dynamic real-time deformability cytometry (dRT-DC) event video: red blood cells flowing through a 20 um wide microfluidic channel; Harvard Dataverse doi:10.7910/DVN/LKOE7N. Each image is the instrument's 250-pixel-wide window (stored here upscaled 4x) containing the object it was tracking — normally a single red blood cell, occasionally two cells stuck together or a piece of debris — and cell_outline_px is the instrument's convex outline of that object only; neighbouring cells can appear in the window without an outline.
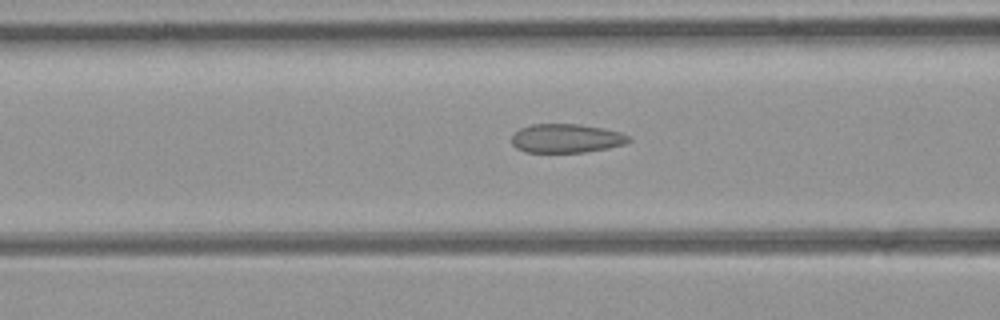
{"species": "common noctule bat (a hibernating species)", "species_latin": "Nyctalus noctula", "temperature_condition": "room temperature", "stored_images_in_passage": 31, "camera_frame_rate_fps": 3000, "um_per_image_px": 0.085, "animal": {"sex": "female", "body_mass_g": 21.9}, "frame": {"image": 1, "passage_image": 9, "time_ms": 2.667, "image_size_px": [1000, 320], "cell_outline_px": [[632, 140], [624, 144], [608, 148], [584, 152], [524, 152], [516, 148], [512, 144], [512, 136], [520, 128], [532, 124], [580, 124], [604, 128], [620, 132], [628, 136]], "centroid_in_image_um": [48.13, 11.76], "position_along_channel_um": 118.5, "area_um2": 19.71}}
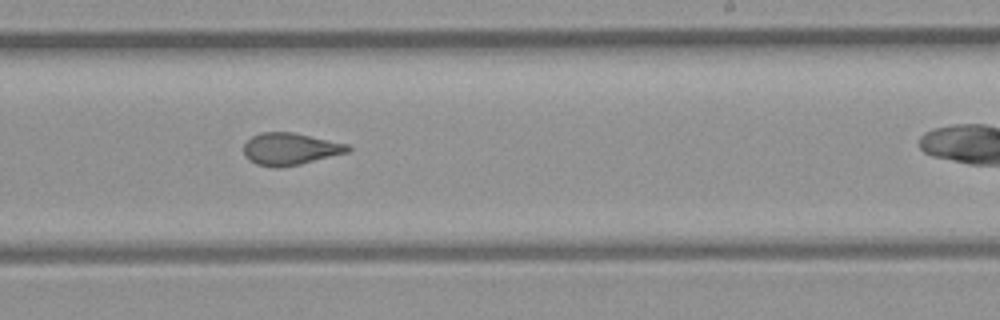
{"frame": {"image": 2, "passage_image": 20, "time_ms": 6.333, "image_size_px": [1000, 320], "cell_outline_px": [[352, 148], [348, 152], [300, 164], [280, 168], [272, 168], [256, 164], [248, 160], [244, 156], [244, 144], [252, 136], [260, 132], [292, 132], [348, 144]], "centroid_in_image_um": [24.63, 12.67], "position_along_channel_um": 264.4, "area_um2": 19.54}}
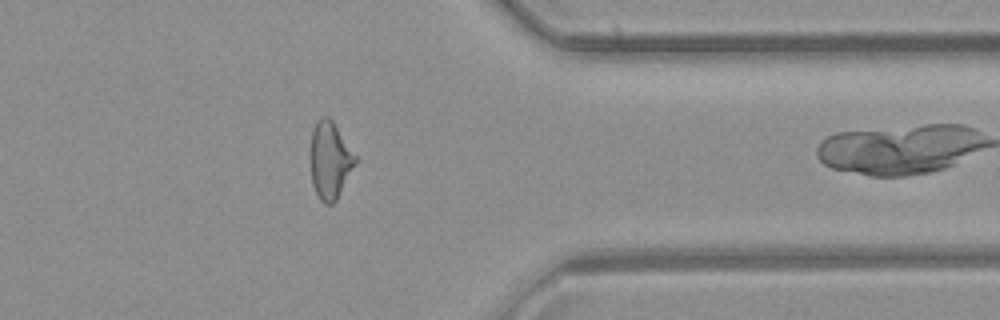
{"frame": {"image": 3, "passage_image": 30, "time_ms": 9.667, "image_size_px": [1000, 320], "cell_outline_px": [[360, 160], [336, 200], [332, 204], [324, 204], [320, 200], [312, 184], [312, 132], [316, 124], [324, 116], [328, 116], [332, 120]], "centroid_in_image_um": [28.12, 13.66], "position_along_channel_um": 383.3, "area_um2": 20.06}}